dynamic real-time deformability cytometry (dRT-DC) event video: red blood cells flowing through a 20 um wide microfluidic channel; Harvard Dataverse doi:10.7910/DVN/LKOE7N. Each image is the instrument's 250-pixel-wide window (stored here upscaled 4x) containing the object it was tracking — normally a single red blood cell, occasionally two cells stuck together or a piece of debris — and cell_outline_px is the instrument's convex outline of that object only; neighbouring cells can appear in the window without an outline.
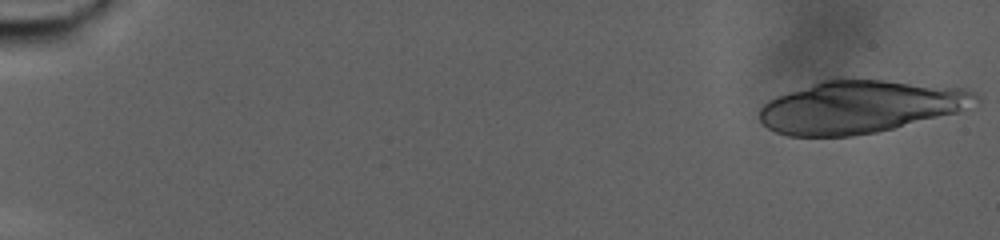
{"species": "human", "species_latin": "Homo sapiens", "temperature_condition": "warm", "stored_images_in_passage": 31, "camera_frame_rate_fps": 3000, "um_per_image_px": 0.085, "donor": {"sex": "male"}, "frame": {"image": 1, "passage_image": 1, "time_ms": 0.0, "image_size_px": [1000, 240], "cell_outline_px": [[984, 96], [980, 100], [956, 112], [876, 132], [852, 136], [788, 136], [776, 132], [768, 128], [760, 120], [760, 108], [768, 100], [776, 96], [820, 80], [880, 80], [964, 88], [976, 92]], "centroid_in_image_um": [73.09, 9.08], "position_along_channel_um": 11.9, "area_um2": 65.6}}